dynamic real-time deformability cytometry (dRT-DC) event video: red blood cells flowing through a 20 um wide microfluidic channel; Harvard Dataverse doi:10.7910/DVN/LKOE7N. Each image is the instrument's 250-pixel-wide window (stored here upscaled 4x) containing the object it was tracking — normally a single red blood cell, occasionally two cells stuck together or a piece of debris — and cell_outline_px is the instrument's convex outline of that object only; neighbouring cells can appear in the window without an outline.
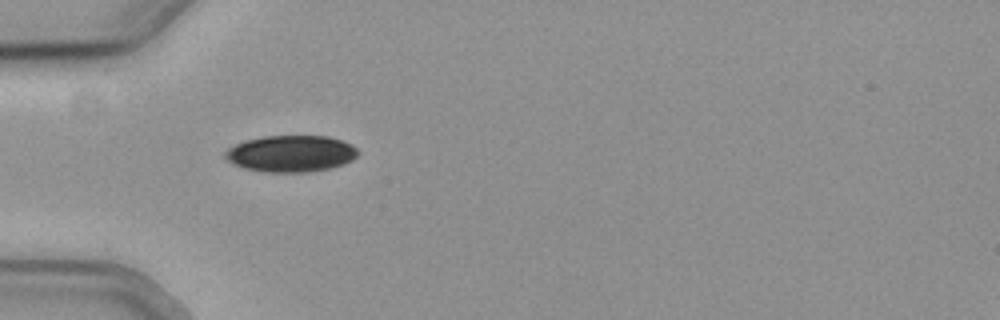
{"species": "common noctule bat (a hibernating species)", "species_latin": "Nyctalus noctula", "temperature_condition": "cold", "stored_images_in_passage": 38, "camera_frame_rate_fps": 3000, "um_per_image_px": 0.085, "animal": {"sex": "female", "body_mass_g": 19.3, "forearm_length_mm": 54.1}, "frame": {"image": 1, "passage_image": 1, "time_ms": 0.0, "image_size_px": [1000, 320], "cell_outline_px": [[356, 156], [352, 160], [328, 168], [308, 172], [264, 172], [244, 168], [228, 160], [224, 156], [224, 152], [228, 148], [236, 144], [248, 140], [264, 136], [328, 136], [352, 144], [356, 148]], "centroid_in_image_um": [24.71, 13.05], "position_along_channel_um": 60.3, "area_um2": 27.92}}
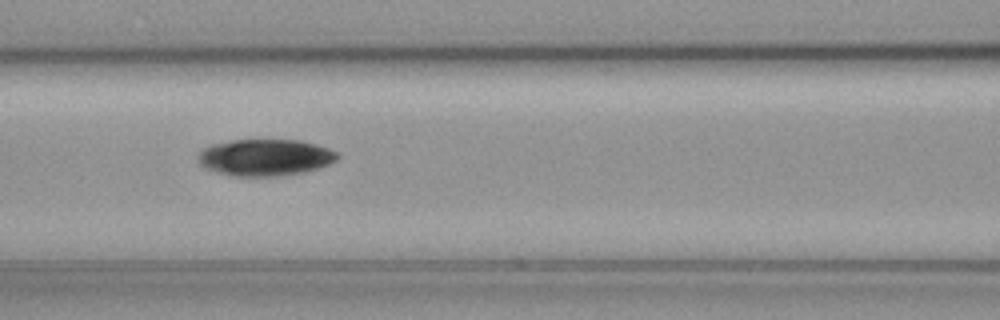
{"frame": {"image": 2, "passage_image": 8, "time_ms": 2.333, "image_size_px": [1000, 320], "cell_outline_px": [[340, 156], [336, 160], [328, 164], [304, 172], [276, 176], [236, 176], [220, 172], [208, 168], [200, 164], [200, 152], [204, 148], [212, 144], [232, 140], [300, 140], [316, 144], [328, 148], [336, 152]], "centroid_in_image_um": [22.58, 13.37], "position_along_channel_um": 144.0, "area_um2": 29.3}}
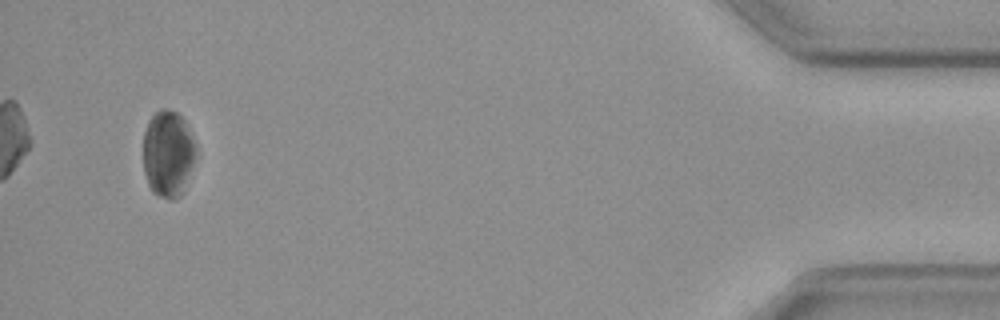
{"frame": {"image": 3, "passage_image": 36, "time_ms": 11.667, "image_size_px": [1000, 320], "cell_outline_px": [[196, 148], [192, 164], [184, 192], [180, 196], [172, 200], [168, 200], [152, 192], [148, 184], [144, 172], [144, 132], [148, 120], [160, 108], [168, 108], [176, 112], [188, 124]], "centroid_in_image_um": [14.27, 13.06], "position_along_channel_um": 420.9, "area_um2": 26.65}}